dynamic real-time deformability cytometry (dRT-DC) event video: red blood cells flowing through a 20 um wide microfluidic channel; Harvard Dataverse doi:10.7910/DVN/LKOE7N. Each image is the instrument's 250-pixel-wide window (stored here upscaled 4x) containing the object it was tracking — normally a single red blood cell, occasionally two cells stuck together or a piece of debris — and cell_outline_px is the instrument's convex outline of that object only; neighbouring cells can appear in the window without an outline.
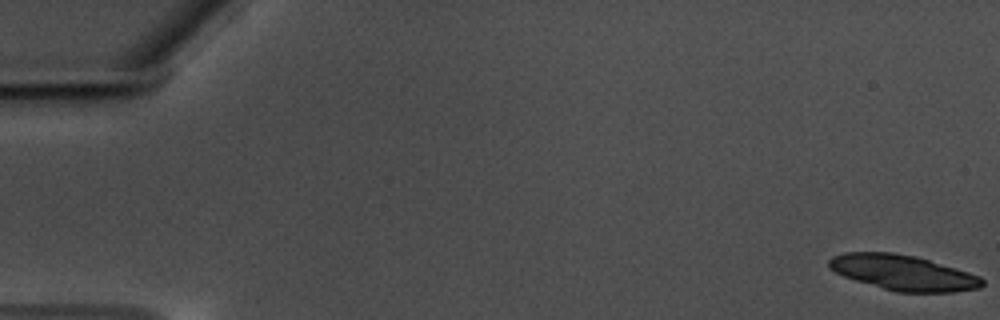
{"species": "common noctule bat (a hibernating species)", "species_latin": "Nyctalus noctula", "temperature_condition": "warm", "stored_images_in_passage": 16, "camera_frame_rate_fps": 3000, "um_per_image_px": 0.085, "animal": {"sex": "male", "body_mass_g": 17.5, "forearm_length_mm": 52.3}, "frame": {"image": 1, "passage_image": 1, "time_ms": 0.0, "image_size_px": [1000, 320], "cell_outline_px": [[984, 284], [980, 288], [952, 292], [896, 292], [856, 280], [844, 276], [828, 268], [828, 260], [832, 256], [844, 252], [892, 252], [916, 256], [956, 268], [980, 276], [984, 280]], "centroid_in_image_um": [76.76, 23.17], "position_along_channel_um": 8.2, "area_um2": 31.44}}